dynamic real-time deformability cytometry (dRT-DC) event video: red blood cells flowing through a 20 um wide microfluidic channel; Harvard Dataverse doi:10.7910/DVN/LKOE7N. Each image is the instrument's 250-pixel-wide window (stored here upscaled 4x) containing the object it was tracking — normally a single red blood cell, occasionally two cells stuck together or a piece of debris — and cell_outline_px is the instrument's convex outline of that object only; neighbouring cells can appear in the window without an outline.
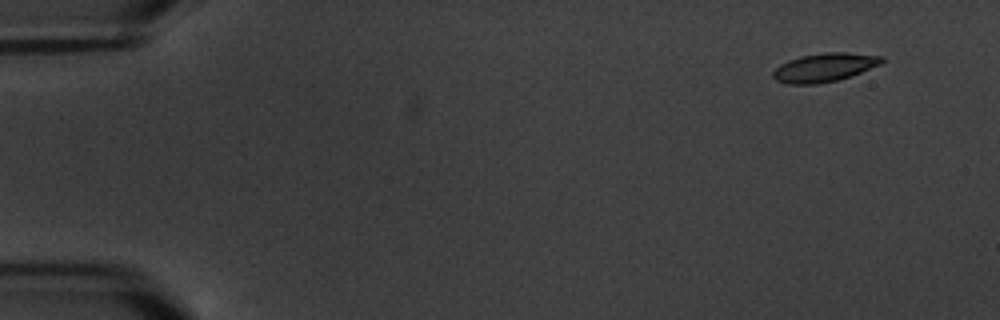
{"species": "common noctule bat (a hibernating species)", "species_latin": "Nyctalus noctula", "temperature_condition": "warm", "stored_images_in_passage": 5, "camera_frame_rate_fps": 3000, "um_per_image_px": 0.085, "animal": {"sex": "male", "body_mass_g": 20.1, "forearm_length_mm": 53.5}, "frame": {"image": 1, "passage_image": 1, "time_ms": 0.0, "image_size_px": [1000, 320], "cell_outline_px": [[884, 60], [880, 64], [860, 72], [836, 80], [816, 84], [788, 84], [776, 80], [772, 76], [772, 72], [780, 64], [788, 60], [800, 56], [824, 52], [848, 52], [884, 56]], "centroid_in_image_um": [70.05, 5.72], "position_along_channel_um": 15.0, "area_um2": 18.03}}
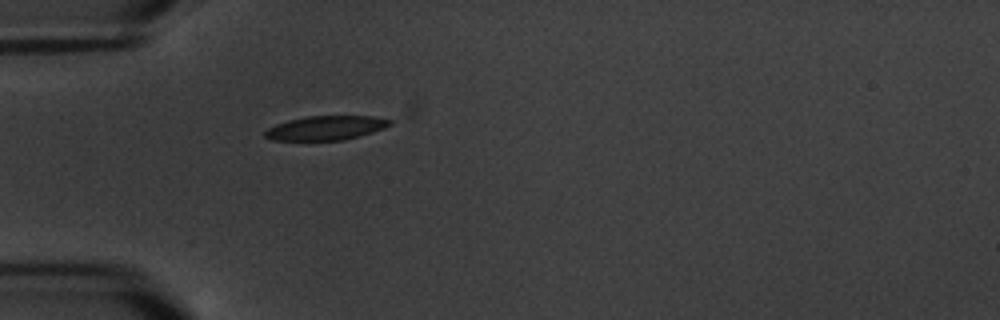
{"frame": {"image": 2, "passage_image": 5, "time_ms": 4.667, "image_size_px": [1000, 320], "cell_outline_px": [[392, 124], [384, 128], [372, 132], [344, 140], [272, 140], [264, 136], [264, 132], [268, 128], [276, 124], [288, 120], [308, 116], [372, 116], [392, 120]], "centroid_in_image_um": [27.69, 10.87], "position_along_channel_um": 57.3, "area_um2": 17.51}}